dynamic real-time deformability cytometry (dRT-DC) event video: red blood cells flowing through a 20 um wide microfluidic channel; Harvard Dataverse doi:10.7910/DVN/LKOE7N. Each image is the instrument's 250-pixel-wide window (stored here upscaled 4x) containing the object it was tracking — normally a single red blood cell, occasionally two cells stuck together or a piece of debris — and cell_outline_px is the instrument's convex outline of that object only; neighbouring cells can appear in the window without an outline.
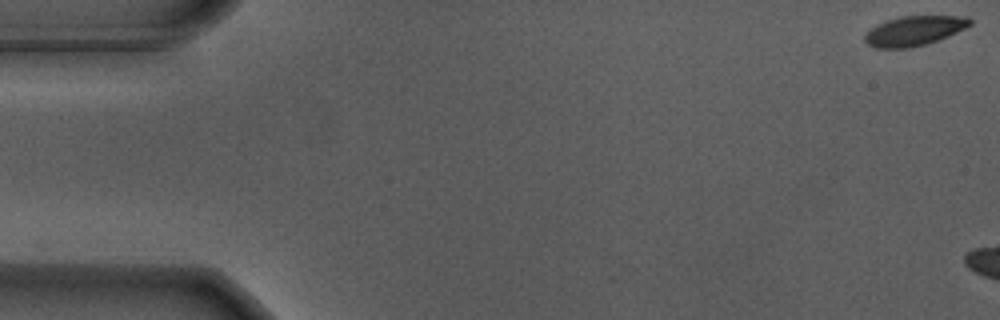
{"species": "Egyptian fruit bat (a non-hibernating species)", "species_latin": "Rousettus aegyptiacus", "temperature_condition": "warm", "stored_images_in_passage": 6, "camera_frame_rate_fps": 3000, "um_per_image_px": 0.085, "animal": {"sex": "male"}, "frame": {"image": 1, "passage_image": 1, "time_ms": 0.0, "image_size_px": [1000, 320], "cell_outline_px": [[972, 24], [948, 36], [928, 44], [908, 48], [876, 48], [868, 44], [864, 40], [864, 36], [876, 24], [888, 20], [904, 16], [968, 16], [972, 20]], "centroid_in_image_um": [77.72, 2.62], "position_along_channel_um": 7.3, "area_um2": 18.09}}